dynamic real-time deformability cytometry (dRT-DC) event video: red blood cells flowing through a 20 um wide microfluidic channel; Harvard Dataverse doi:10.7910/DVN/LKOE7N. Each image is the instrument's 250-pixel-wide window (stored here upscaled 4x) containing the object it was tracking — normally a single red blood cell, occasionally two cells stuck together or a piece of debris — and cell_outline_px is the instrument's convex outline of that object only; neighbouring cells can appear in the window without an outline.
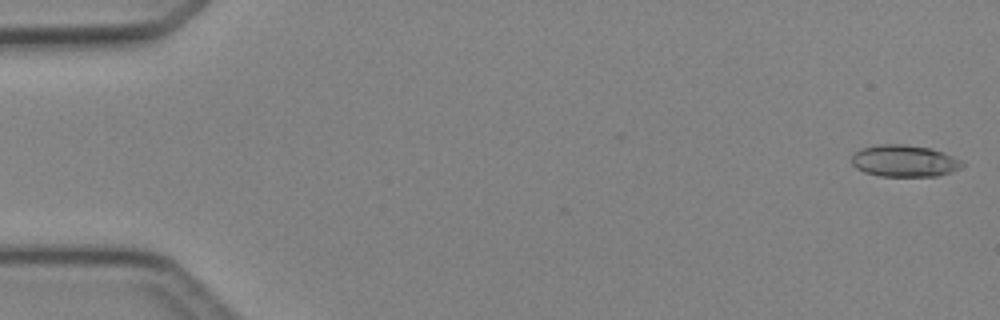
{"species": "Egyptian fruit bat (a non-hibernating species)", "species_latin": "Rousettus aegyptiacus", "temperature_condition": "cold", "stored_images_in_passage": 5, "camera_frame_rate_fps": 3000, "um_per_image_px": 0.085, "animal": {"sex": "female"}, "frame": {"image": 1, "passage_image": 1, "time_ms": 0.0, "image_size_px": [1000, 320], "cell_outline_px": [[964, 164], [960, 168], [936, 176], [880, 176], [864, 172], [856, 168], [852, 164], [852, 152], [860, 148], [876, 144], [904, 144], [932, 148], [944, 152], [960, 160]], "centroid_in_image_um": [76.81, 13.66], "position_along_channel_um": 8.2, "area_um2": 20.63}}
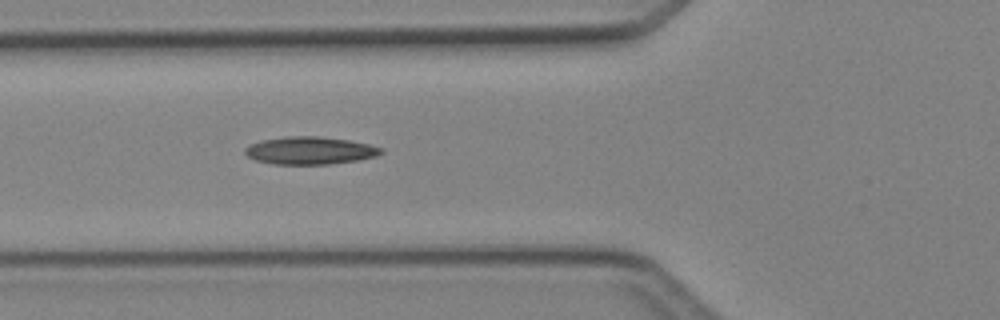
{"frame": {"image": 2, "passage_image": 5, "time_ms": 5.667, "image_size_px": [1000, 320], "cell_outline_px": [[384, 152], [376, 156], [356, 160], [328, 164], [272, 164], [256, 160], [248, 156], [244, 152], [244, 148], [252, 144], [264, 140], [288, 136], [316, 136], [348, 140], [368, 144], [384, 148]], "centroid_in_image_um": [26.36, 12.8], "position_along_channel_um": 99.4, "area_um2": 21.68}}